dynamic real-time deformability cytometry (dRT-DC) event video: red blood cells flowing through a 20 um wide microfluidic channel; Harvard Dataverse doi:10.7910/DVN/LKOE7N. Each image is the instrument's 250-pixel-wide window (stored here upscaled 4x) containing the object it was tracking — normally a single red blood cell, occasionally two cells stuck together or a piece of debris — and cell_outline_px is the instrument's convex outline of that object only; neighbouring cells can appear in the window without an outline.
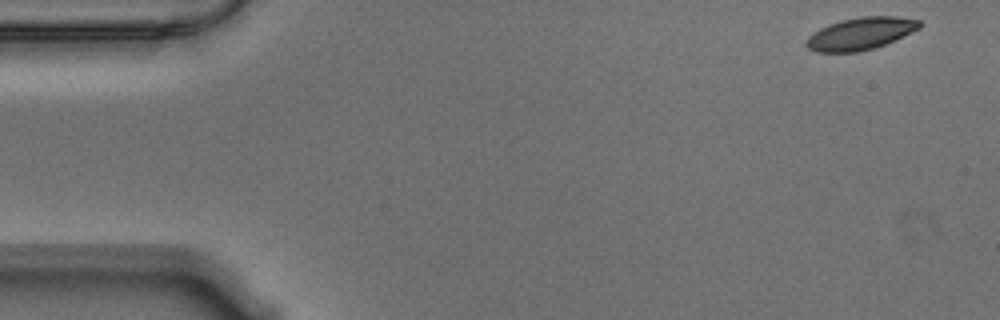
{"species": "Egyptian fruit bat (a non-hibernating species)", "species_latin": "Rousettus aegyptiacus", "temperature_condition": "warm", "stored_images_in_passage": 55, "camera_frame_rate_fps": 3000, "um_per_image_px": 0.085, "animal": {"sex": "male"}, "frame": {"image": 1, "passage_image": 1, "time_ms": 0.0, "image_size_px": [1000, 320], "cell_outline_px": [[924, 24], [920, 28], [884, 44], [872, 48], [856, 52], [816, 52], [808, 48], [804, 44], [808, 36], [820, 28], [828, 24], [840, 20], [860, 16], [896, 16], [920, 20]], "centroid_in_image_um": [73.13, 2.84], "position_along_channel_um": 11.9, "area_um2": 21.27}}
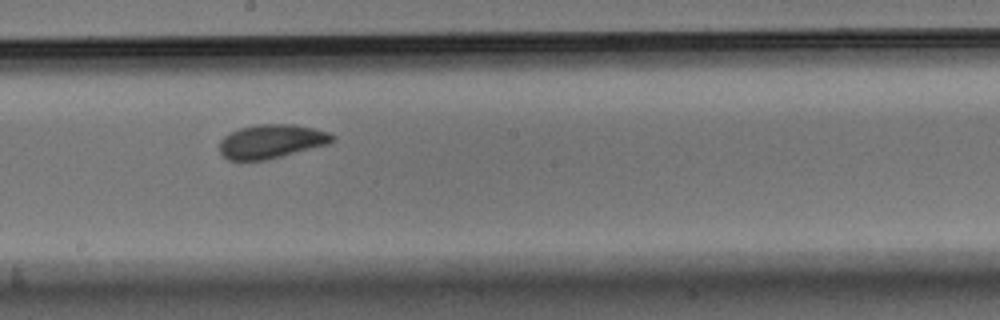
{"frame": {"image": 2, "passage_image": 29, "time_ms": 9.333, "image_size_px": [1000, 320], "cell_outline_px": [[336, 140], [328, 144], [264, 160], [228, 160], [220, 152], [220, 140], [224, 136], [240, 128], [256, 124], [296, 124], [328, 132], [336, 136]], "centroid_in_image_um": [23.08, 12.0], "position_along_channel_um": 225.1, "area_um2": 22.14}}
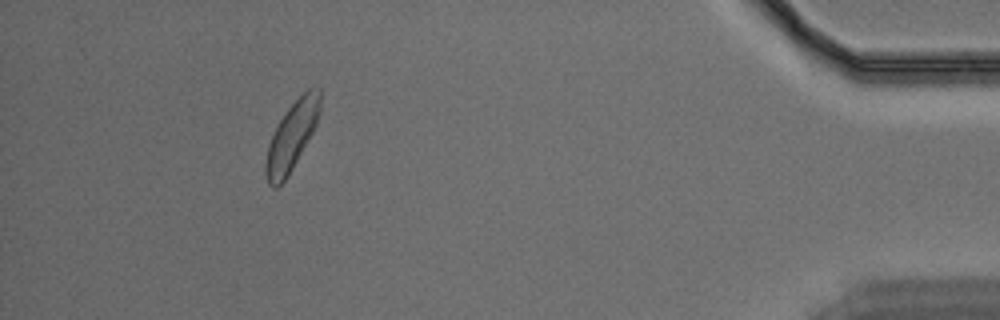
{"frame": {"image": 3, "passage_image": 50, "time_ms": 16.333, "image_size_px": [1000, 320], "cell_outline_px": [[320, 112], [316, 124], [312, 132], [292, 168], [284, 180], [276, 188], [272, 188], [268, 184], [264, 172], [264, 164], [268, 144], [280, 120], [288, 108], [308, 88], [320, 88]], "centroid_in_image_um": [24.78, 11.59], "position_along_channel_um": 410.4, "area_um2": 21.15}, "authors_computed_cell_mechanics": {"area_um2": 22.0796, "velocity_mm_per_s": 3.5182, "shape_relaxation_time_tau1_ms": 3.2136, "shape_relaxation_time_tau2_ms": 1.9999, "deformation_change_tau1": 0.1037, "deformation_change_tau2": 0.0711}}